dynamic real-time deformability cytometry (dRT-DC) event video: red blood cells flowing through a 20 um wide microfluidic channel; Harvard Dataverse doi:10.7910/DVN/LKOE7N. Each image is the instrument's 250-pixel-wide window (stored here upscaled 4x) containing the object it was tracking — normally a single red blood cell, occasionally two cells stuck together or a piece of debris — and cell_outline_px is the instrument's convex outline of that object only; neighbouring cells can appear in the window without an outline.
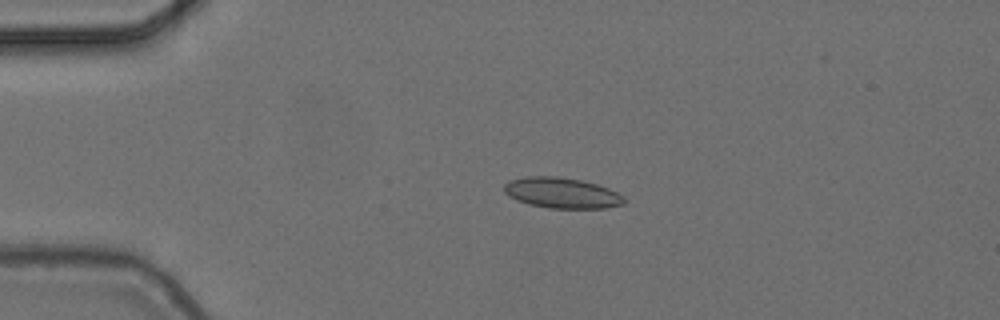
{"species": "common noctule bat (a hibernating species)", "species_latin": "Nyctalus noctula", "temperature_condition": "cold", "stored_images_in_passage": 3, "camera_frame_rate_fps": 3000, "um_per_image_px": 0.085, "animal": {"sex": "female", "body_mass_g": 24.6, "forearm_length_mm": 56.2}, "frame": {"image": 1, "passage_image": 2, "time_ms": 0.333, "image_size_px": [1000, 320], "cell_outline_px": [[628, 200], [624, 204], [604, 208], [548, 208], [528, 204], [516, 200], [508, 196], [504, 192], [504, 184], [508, 180], [524, 176], [556, 176], [580, 180], [596, 184], [608, 188], [624, 196]], "centroid_in_image_um": [47.73, 16.4], "position_along_channel_um": 37.3, "area_um2": 21.62}}